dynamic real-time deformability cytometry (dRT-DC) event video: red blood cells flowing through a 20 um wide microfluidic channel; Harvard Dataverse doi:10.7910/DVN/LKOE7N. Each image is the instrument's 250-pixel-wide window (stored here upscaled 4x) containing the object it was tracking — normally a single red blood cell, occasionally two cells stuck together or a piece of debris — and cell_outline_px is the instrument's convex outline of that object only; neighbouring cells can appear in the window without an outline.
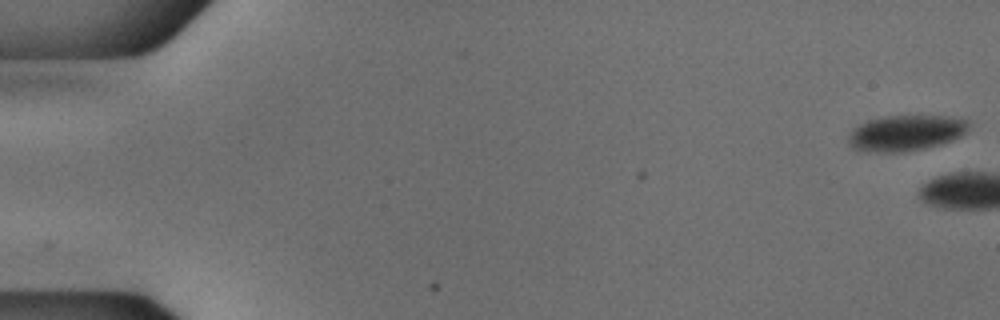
{"species": "common noctule bat (a hibernating species)", "species_latin": "Nyctalus noctula", "temperature_condition": "cold", "stored_images_in_passage": 4, "camera_frame_rate_fps": 3000, "um_per_image_px": 0.085, "animal": {"sex": "male", "body_mass_g": 18.8}, "frame": {"image": 1, "passage_image": 1, "time_ms": 0.0, "image_size_px": [1000, 320], "cell_outline_px": [[968, 128], [960, 136], [940, 144], [924, 148], [900, 152], [868, 152], [852, 148], [848, 144], [848, 136], [852, 128], [868, 120], [884, 116], [948, 116], [968, 120]], "centroid_in_image_um": [76.93, 11.3], "position_along_channel_um": 8.1, "area_um2": 24.97}}